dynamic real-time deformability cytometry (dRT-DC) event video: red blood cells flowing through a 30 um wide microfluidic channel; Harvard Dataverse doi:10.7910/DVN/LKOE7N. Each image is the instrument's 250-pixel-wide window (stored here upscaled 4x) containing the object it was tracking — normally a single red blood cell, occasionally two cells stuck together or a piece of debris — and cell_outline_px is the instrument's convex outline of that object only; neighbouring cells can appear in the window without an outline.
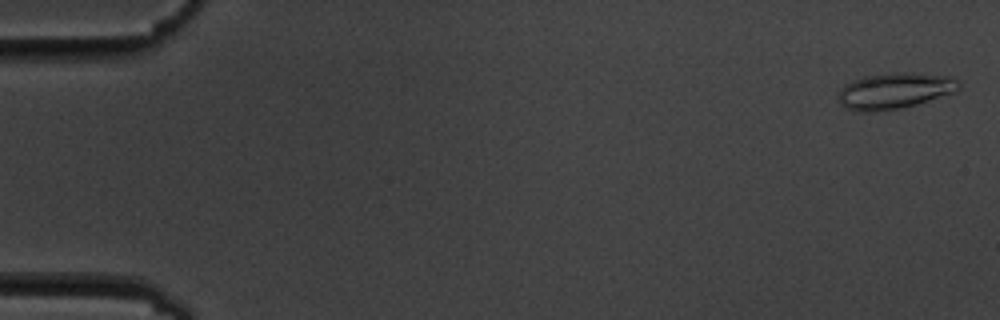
{"species": "common noctule bat (a hibernating species)", "species_latin": "Nyctalus noctula", "temperature_condition": "cold", "stored_images_in_passage": 5, "camera_frame_rate_fps": 3000, "um_per_image_px": 0.085, "animal": {"sex": "male", "body_mass_g": 19.5, "forearm_length_mm": 54.6}, "frame": {"image": 1, "passage_image": 1, "time_ms": 0.0, "image_size_px": [1000, 320], "cell_outline_px": [[960, 88], [956, 92], [916, 104], [900, 108], [868, 112], [860, 112], [844, 108], [840, 104], [840, 88], [844, 84], [852, 80], [864, 76], [888, 72], [912, 72], [948, 76], [960, 80]], "centroid_in_image_um": [76.05, 7.7], "position_along_channel_um": 8.9, "area_um2": 25.55}}
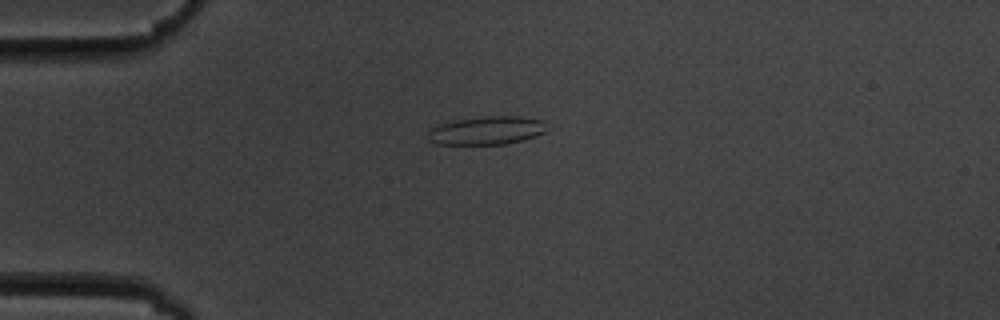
{"frame": {"image": 2, "passage_image": 4, "time_ms": 4.333, "image_size_px": [1000, 320], "cell_outline_px": [[544, 132], [536, 136], [524, 140], [508, 144], [436, 144], [428, 140], [428, 128], [452, 120], [484, 116], [520, 116], [544, 120]], "centroid_in_image_um": [41.33, 11.09], "position_along_channel_um": 43.7, "area_um2": 19.83}}